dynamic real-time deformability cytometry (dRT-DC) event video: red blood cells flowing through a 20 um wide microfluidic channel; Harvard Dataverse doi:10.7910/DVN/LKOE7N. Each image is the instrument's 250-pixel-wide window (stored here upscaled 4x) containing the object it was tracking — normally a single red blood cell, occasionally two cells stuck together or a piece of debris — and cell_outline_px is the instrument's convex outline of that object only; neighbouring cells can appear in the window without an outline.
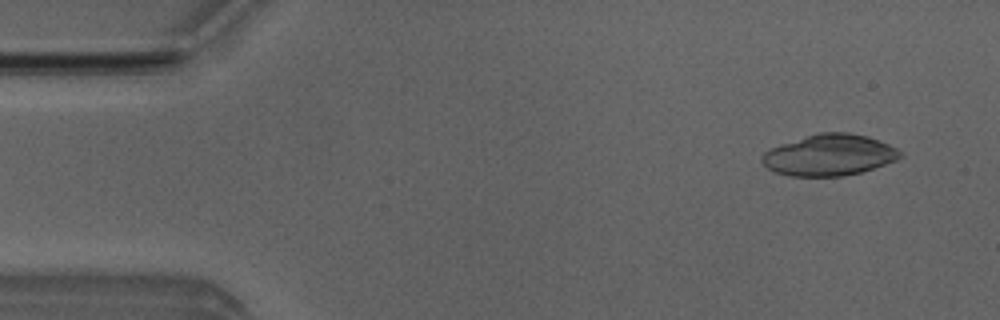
{"species": "Egyptian fruit bat (a non-hibernating species)", "species_latin": "Rousettus aegyptiacus", "temperature_condition": "room temperature", "stored_images_in_passage": 50, "camera_frame_rate_fps": 3000, "um_per_image_px": 0.085, "animal": {"sex": "male"}, "frame": {"image": 1, "passage_image": 4, "time_ms": 1.0, "image_size_px": [1000, 320], "cell_outline_px": [[904, 156], [896, 160], [860, 172], [840, 176], [792, 176], [776, 172], [768, 168], [760, 160], [760, 156], [764, 152], [780, 144], [816, 132], [848, 132], [868, 136], [888, 144], [896, 148]], "centroid_in_image_um": [70.47, 13.16], "position_along_channel_um": 14.5, "area_um2": 33.12}}